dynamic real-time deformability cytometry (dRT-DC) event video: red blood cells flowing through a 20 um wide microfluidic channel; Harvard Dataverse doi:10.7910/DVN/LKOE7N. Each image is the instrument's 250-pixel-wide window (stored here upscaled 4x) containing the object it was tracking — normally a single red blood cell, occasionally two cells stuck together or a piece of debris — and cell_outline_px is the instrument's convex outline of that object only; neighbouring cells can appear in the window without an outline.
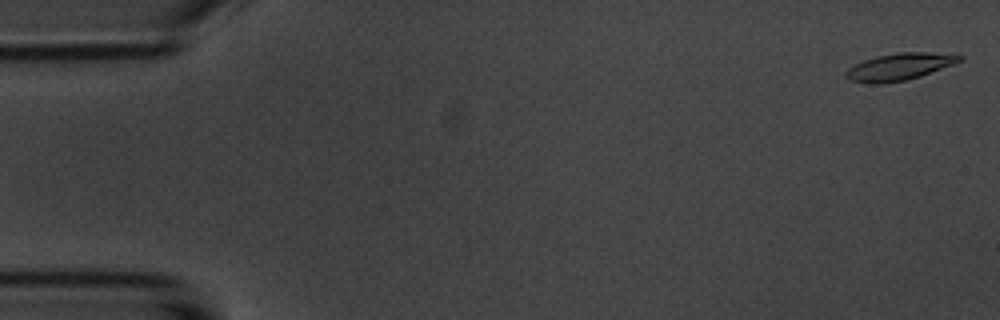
{"species": "common noctule bat (a hibernating species)", "species_latin": "Nyctalus noctula", "temperature_condition": "room temperature", "stored_images_in_passage": 54, "camera_frame_rate_fps": 3000, "um_per_image_px": 0.085, "animal": {"sex": "male", "body_mass_g": 20.1, "forearm_length_mm": 53.5}, "frame": {"image": 1, "passage_image": 1, "time_ms": 0.0, "image_size_px": [1000, 320], "cell_outline_px": [[964, 56], [960, 60], [952, 64], [920, 76], [904, 80], [880, 84], [872, 84], [848, 80], [844, 76], [844, 72], [848, 68], [864, 60], [876, 56], [896, 52], [956, 52]], "centroid_in_image_um": [76.46, 5.65], "position_along_channel_um": 8.5, "area_um2": 18.09}}
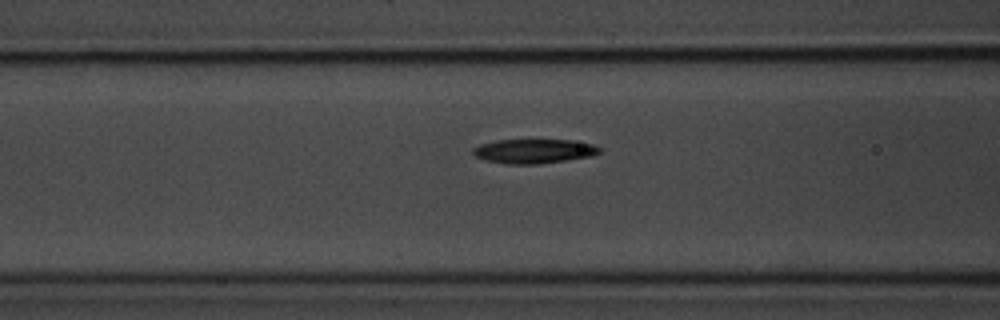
{"frame": {"image": 2, "passage_image": 21, "time_ms": 6.667, "image_size_px": [1000, 320], "cell_outline_px": [[600, 152], [592, 156], [540, 164], [508, 164], [484, 160], [476, 156], [472, 152], [472, 148], [480, 144], [496, 140], [572, 140], [592, 144], [600, 148]], "centroid_in_image_um": [45.36, 12.85], "position_along_channel_um": 121.2, "area_um2": 17.92}}
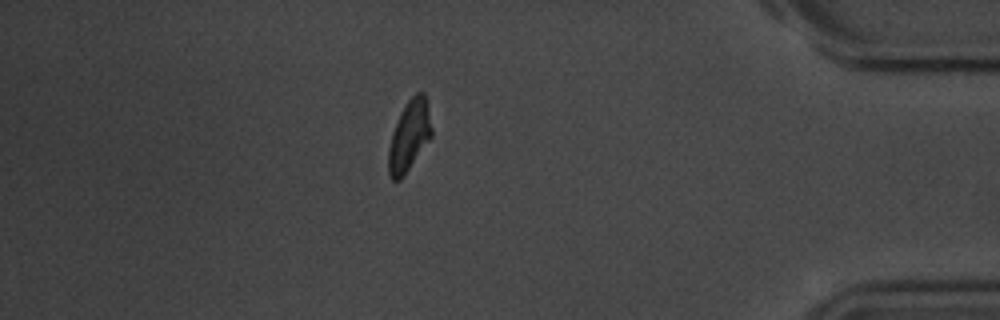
{"frame": {"image": 3, "passage_image": 47, "time_ms": 15.333, "image_size_px": [1000, 320], "cell_outline_px": [[432, 136], [404, 176], [400, 180], [392, 180], [388, 176], [388, 148], [392, 132], [400, 112], [408, 100], [416, 92], [424, 92], [428, 100], [432, 128]], "centroid_in_image_um": [34.79, 11.53], "position_along_channel_um": 400.4, "area_um2": 18.09}, "authors_computed_cell_mechanics": {"area_um2": 18.0047, "velocity_mm_per_s": 3.6846, "shape_relaxation_time_tau1_ms": 5.1518, "shape_relaxation_time_tau2_ms": null, "deformation_change_tau1": 0.178, "deformation_change_tau2": null}}